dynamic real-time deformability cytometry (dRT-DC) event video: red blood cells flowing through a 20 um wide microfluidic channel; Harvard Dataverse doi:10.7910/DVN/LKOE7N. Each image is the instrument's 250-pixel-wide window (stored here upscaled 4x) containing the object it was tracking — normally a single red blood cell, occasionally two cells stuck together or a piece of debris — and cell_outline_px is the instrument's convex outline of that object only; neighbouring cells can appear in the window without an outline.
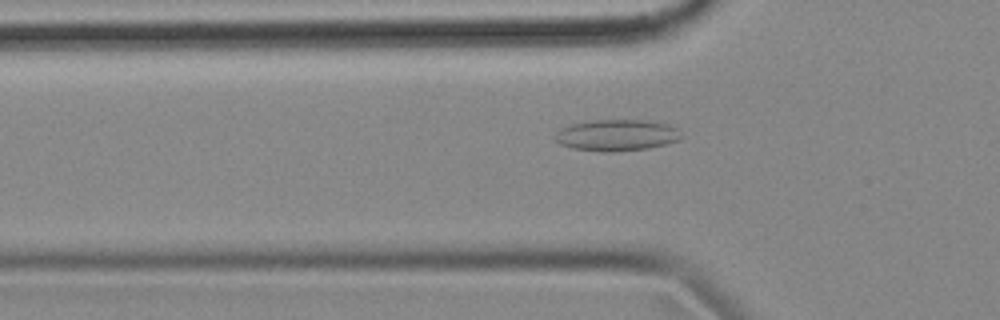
{"species": "common noctule bat (a hibernating species)", "species_latin": "Nyctalus noctula", "temperature_condition": "cold", "stored_images_in_passage": 56, "camera_frame_rate_fps": 3000, "um_per_image_px": 0.085, "animal": {"sex": "female", "body_mass_g": 18.4}, "frame": {"image": 1, "passage_image": 18, "time_ms": 5.667, "image_size_px": [1000, 320], "cell_outline_px": [[684, 136], [680, 140], [648, 148], [612, 152], [604, 152], [572, 148], [560, 144], [556, 140], [556, 136], [560, 128], [572, 124], [592, 120], [644, 120], [668, 124], [676, 128]], "centroid_in_image_um": [52.45, 11.49], "position_along_channel_um": 73.4, "area_um2": 23.0}}
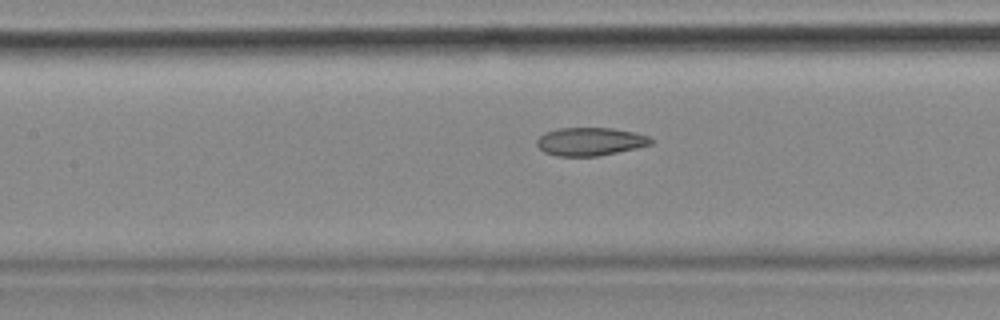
{"frame": {"image": 2, "passage_image": 25, "time_ms": 8.0, "image_size_px": [1000, 320], "cell_outline_px": [[652, 144], [636, 148], [596, 156], [556, 156], [544, 152], [536, 144], [536, 140], [544, 132], [560, 128], [612, 128], [632, 132], [648, 136], [652, 140]], "centroid_in_image_um": [50.12, 12.03], "position_along_channel_um": 157.3, "area_um2": 18.55}}
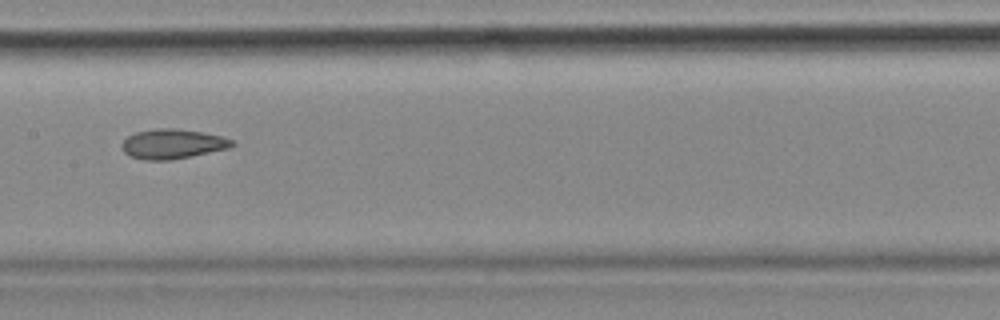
{"frame": {"image": 3, "passage_image": 28, "time_ms": 9.0, "image_size_px": [1000, 320], "cell_outline_px": [[236, 144], [228, 148], [192, 156], [172, 160], [144, 160], [132, 156], [124, 152], [120, 144], [128, 136], [136, 132], [156, 128], [176, 128], [200, 132], [220, 136], [236, 140]], "centroid_in_image_um": [14.67, 12.23], "position_along_channel_um": 192.7, "area_um2": 19.07}, "authors_computed_cell_mechanics": {"area_um2": 20.1722, "velocity_mm_per_s": 3.5721, "shape_relaxation_time_tau1_ms": null, "shape_relaxation_time_tau2_ms": 3.2104, "deformation_change_tau1": null, "deformation_change_tau2": 0.1028}}